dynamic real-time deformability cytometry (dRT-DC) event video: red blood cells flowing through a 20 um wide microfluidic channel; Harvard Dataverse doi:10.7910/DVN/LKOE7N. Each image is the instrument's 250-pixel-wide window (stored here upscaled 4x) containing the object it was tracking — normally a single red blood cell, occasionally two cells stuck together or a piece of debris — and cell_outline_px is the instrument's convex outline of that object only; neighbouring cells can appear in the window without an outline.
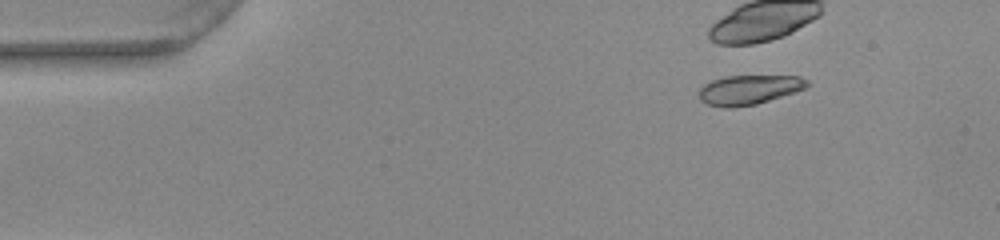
{"species": "common noctule bat (a hibernating species)", "species_latin": "Nyctalus noctula", "temperature_condition": "warm", "stored_images_in_passage": 41, "camera_frame_rate_fps": 3000, "um_per_image_px": 0.085, "animal": {"sex": "female", "body_mass_g": 22.0, "forearm_length_mm": 56.7}, "frame": {"image": 1, "passage_image": 7, "time_ms": 2.0, "image_size_px": [1000, 240], "cell_outline_px": [[808, 84], [804, 88], [756, 104], [732, 108], [728, 108], [708, 104], [700, 100], [700, 88], [704, 84], [712, 80], [724, 76], [800, 76], [808, 80]], "centroid_in_image_um": [63.62, 7.62], "position_along_channel_um": 21.4, "area_um2": 18.26}}